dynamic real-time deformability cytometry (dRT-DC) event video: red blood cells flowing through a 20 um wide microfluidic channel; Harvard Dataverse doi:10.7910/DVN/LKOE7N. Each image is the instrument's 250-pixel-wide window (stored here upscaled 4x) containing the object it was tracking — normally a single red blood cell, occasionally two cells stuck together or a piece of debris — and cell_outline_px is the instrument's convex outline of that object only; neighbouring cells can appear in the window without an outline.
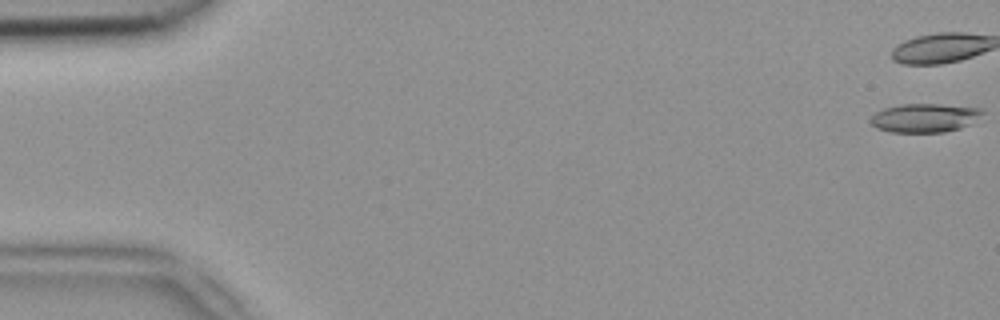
{"species": "common noctule bat (a hibernating species)", "species_latin": "Nyctalus noctula", "temperature_condition": "room temperature", "stored_images_in_passage": 13, "camera_frame_rate_fps": 3000, "um_per_image_px": 0.085, "animal": {"sex": "female", "body_mass_g": 18.4}, "frame": {"image": 1, "passage_image": 1, "time_ms": 0.0, "image_size_px": [1000, 320], "cell_outline_px": [[984, 112], [968, 124], [960, 128], [944, 132], [892, 132], [876, 128], [868, 120], [876, 112], [884, 108], [900, 104], [940, 104], [980, 108]], "centroid_in_image_um": [78.54, 10.01], "position_along_channel_um": 6.5, "area_um2": 18.55}}